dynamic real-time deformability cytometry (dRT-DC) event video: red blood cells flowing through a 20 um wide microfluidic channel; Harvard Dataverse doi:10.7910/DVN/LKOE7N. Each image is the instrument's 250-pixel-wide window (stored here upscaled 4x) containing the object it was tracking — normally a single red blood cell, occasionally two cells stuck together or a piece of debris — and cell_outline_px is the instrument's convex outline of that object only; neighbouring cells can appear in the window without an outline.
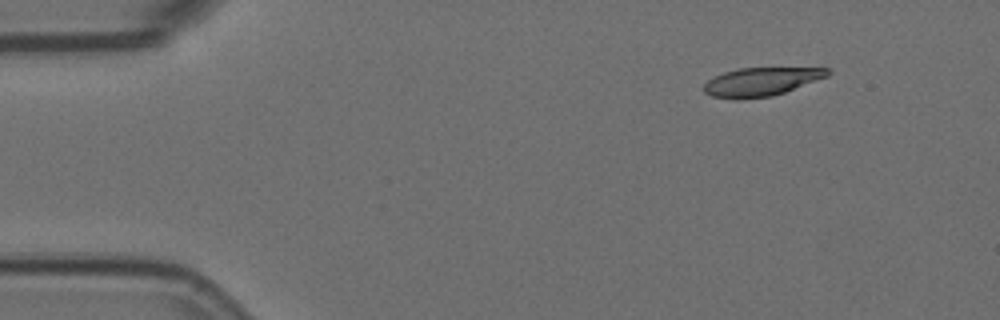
{"species": "Egyptian fruit bat (a non-hibernating species)", "species_latin": "Rousettus aegyptiacus", "temperature_condition": "room temperature", "stored_images_in_passage": 4, "camera_frame_rate_fps": 3000, "um_per_image_px": 0.085, "animal": {"sex": "female"}, "frame": {"image": 1, "passage_image": 2, "time_ms": 0.333, "image_size_px": [1000, 320], "cell_outline_px": [[832, 72], [828, 76], [784, 92], [772, 96], [736, 100], [712, 96], [704, 92], [704, 84], [708, 80], [724, 72], [740, 68], [832, 68]], "centroid_in_image_um": [64.7, 6.95], "position_along_channel_um": 20.3, "area_um2": 20.46}}
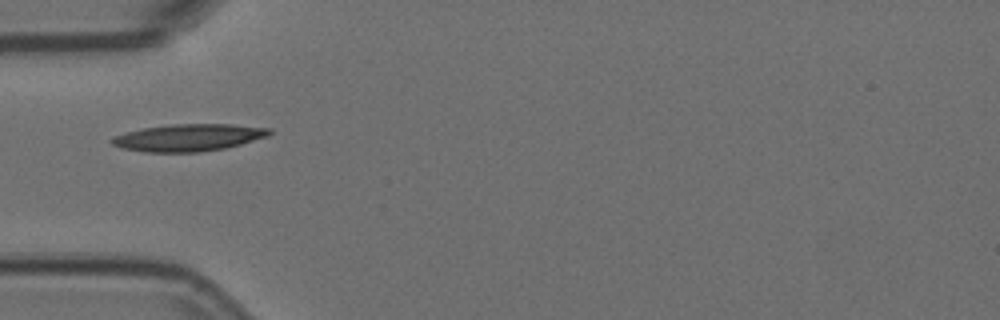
{"frame": {"image": 2, "passage_image": 4, "time_ms": 1.0, "image_size_px": [1000, 320], "cell_outline_px": [[272, 132], [268, 136], [240, 144], [224, 148], [196, 152], [144, 152], [120, 148], [112, 144], [108, 140], [112, 136], [144, 128], [172, 124], [232, 124], [272, 128]], "centroid_in_image_um": [16.0, 11.69], "position_along_channel_um": 69.0, "area_um2": 24.91}}